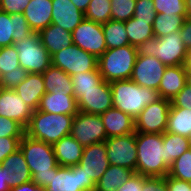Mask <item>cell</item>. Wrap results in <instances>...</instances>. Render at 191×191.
<instances>
[{"label":"cell","mask_w":191,"mask_h":191,"mask_svg":"<svg viewBox=\"0 0 191 191\" xmlns=\"http://www.w3.org/2000/svg\"><path fill=\"white\" fill-rule=\"evenodd\" d=\"M170 107L191 109V85L189 83L171 100Z\"/></svg>","instance_id":"45"},{"label":"cell","mask_w":191,"mask_h":191,"mask_svg":"<svg viewBox=\"0 0 191 191\" xmlns=\"http://www.w3.org/2000/svg\"><path fill=\"white\" fill-rule=\"evenodd\" d=\"M188 80L186 65L166 67L158 89L161 98L171 101L188 84Z\"/></svg>","instance_id":"21"},{"label":"cell","mask_w":191,"mask_h":191,"mask_svg":"<svg viewBox=\"0 0 191 191\" xmlns=\"http://www.w3.org/2000/svg\"><path fill=\"white\" fill-rule=\"evenodd\" d=\"M187 17L191 18V0H185Z\"/></svg>","instance_id":"55"},{"label":"cell","mask_w":191,"mask_h":191,"mask_svg":"<svg viewBox=\"0 0 191 191\" xmlns=\"http://www.w3.org/2000/svg\"><path fill=\"white\" fill-rule=\"evenodd\" d=\"M14 90L28 106L34 111L37 110L41 97L46 93L42 74L28 73L24 81Z\"/></svg>","instance_id":"25"},{"label":"cell","mask_w":191,"mask_h":191,"mask_svg":"<svg viewBox=\"0 0 191 191\" xmlns=\"http://www.w3.org/2000/svg\"><path fill=\"white\" fill-rule=\"evenodd\" d=\"M96 184L87 178L81 165L53 168L52 178L45 191H95Z\"/></svg>","instance_id":"8"},{"label":"cell","mask_w":191,"mask_h":191,"mask_svg":"<svg viewBox=\"0 0 191 191\" xmlns=\"http://www.w3.org/2000/svg\"><path fill=\"white\" fill-rule=\"evenodd\" d=\"M10 191H45V188L31 181L21 185L13 186L11 187Z\"/></svg>","instance_id":"51"},{"label":"cell","mask_w":191,"mask_h":191,"mask_svg":"<svg viewBox=\"0 0 191 191\" xmlns=\"http://www.w3.org/2000/svg\"><path fill=\"white\" fill-rule=\"evenodd\" d=\"M37 110L66 115H76L79 112L77 100L69 93H45Z\"/></svg>","instance_id":"24"},{"label":"cell","mask_w":191,"mask_h":191,"mask_svg":"<svg viewBox=\"0 0 191 191\" xmlns=\"http://www.w3.org/2000/svg\"><path fill=\"white\" fill-rule=\"evenodd\" d=\"M30 0H0V10L8 14L23 13Z\"/></svg>","instance_id":"46"},{"label":"cell","mask_w":191,"mask_h":191,"mask_svg":"<svg viewBox=\"0 0 191 191\" xmlns=\"http://www.w3.org/2000/svg\"><path fill=\"white\" fill-rule=\"evenodd\" d=\"M137 55V47L131 45L107 49L98 58L102 79L106 82L131 79Z\"/></svg>","instance_id":"6"},{"label":"cell","mask_w":191,"mask_h":191,"mask_svg":"<svg viewBox=\"0 0 191 191\" xmlns=\"http://www.w3.org/2000/svg\"><path fill=\"white\" fill-rule=\"evenodd\" d=\"M71 81L73 84V96L77 100L81 96L82 91H90L97 88L103 79L97 69L73 75L71 76Z\"/></svg>","instance_id":"35"},{"label":"cell","mask_w":191,"mask_h":191,"mask_svg":"<svg viewBox=\"0 0 191 191\" xmlns=\"http://www.w3.org/2000/svg\"><path fill=\"white\" fill-rule=\"evenodd\" d=\"M165 132L188 138L191 134V109L170 107Z\"/></svg>","instance_id":"30"},{"label":"cell","mask_w":191,"mask_h":191,"mask_svg":"<svg viewBox=\"0 0 191 191\" xmlns=\"http://www.w3.org/2000/svg\"><path fill=\"white\" fill-rule=\"evenodd\" d=\"M73 44L97 59L107 50L102 24L84 19L72 32Z\"/></svg>","instance_id":"12"},{"label":"cell","mask_w":191,"mask_h":191,"mask_svg":"<svg viewBox=\"0 0 191 191\" xmlns=\"http://www.w3.org/2000/svg\"><path fill=\"white\" fill-rule=\"evenodd\" d=\"M25 129L16 121L0 115V137H23Z\"/></svg>","instance_id":"42"},{"label":"cell","mask_w":191,"mask_h":191,"mask_svg":"<svg viewBox=\"0 0 191 191\" xmlns=\"http://www.w3.org/2000/svg\"><path fill=\"white\" fill-rule=\"evenodd\" d=\"M143 191H167L166 177H145Z\"/></svg>","instance_id":"47"},{"label":"cell","mask_w":191,"mask_h":191,"mask_svg":"<svg viewBox=\"0 0 191 191\" xmlns=\"http://www.w3.org/2000/svg\"><path fill=\"white\" fill-rule=\"evenodd\" d=\"M156 13L187 15L185 0H153Z\"/></svg>","instance_id":"40"},{"label":"cell","mask_w":191,"mask_h":191,"mask_svg":"<svg viewBox=\"0 0 191 191\" xmlns=\"http://www.w3.org/2000/svg\"><path fill=\"white\" fill-rule=\"evenodd\" d=\"M38 34L42 45L51 56L73 44L72 33L52 23Z\"/></svg>","instance_id":"27"},{"label":"cell","mask_w":191,"mask_h":191,"mask_svg":"<svg viewBox=\"0 0 191 191\" xmlns=\"http://www.w3.org/2000/svg\"><path fill=\"white\" fill-rule=\"evenodd\" d=\"M52 146L60 166L71 167L79 164L84 147L72 136L63 137Z\"/></svg>","instance_id":"26"},{"label":"cell","mask_w":191,"mask_h":191,"mask_svg":"<svg viewBox=\"0 0 191 191\" xmlns=\"http://www.w3.org/2000/svg\"><path fill=\"white\" fill-rule=\"evenodd\" d=\"M165 157L164 162L170 167L172 163L190 148L189 139L174 133H163Z\"/></svg>","instance_id":"31"},{"label":"cell","mask_w":191,"mask_h":191,"mask_svg":"<svg viewBox=\"0 0 191 191\" xmlns=\"http://www.w3.org/2000/svg\"><path fill=\"white\" fill-rule=\"evenodd\" d=\"M104 142L110 165L129 168L136 173V132L126 136L108 137Z\"/></svg>","instance_id":"11"},{"label":"cell","mask_w":191,"mask_h":191,"mask_svg":"<svg viewBox=\"0 0 191 191\" xmlns=\"http://www.w3.org/2000/svg\"><path fill=\"white\" fill-rule=\"evenodd\" d=\"M46 93H69L73 95L71 76L53 65L42 73Z\"/></svg>","instance_id":"28"},{"label":"cell","mask_w":191,"mask_h":191,"mask_svg":"<svg viewBox=\"0 0 191 191\" xmlns=\"http://www.w3.org/2000/svg\"><path fill=\"white\" fill-rule=\"evenodd\" d=\"M134 173L135 171L129 168L110 165L96 183L95 191H116Z\"/></svg>","instance_id":"29"},{"label":"cell","mask_w":191,"mask_h":191,"mask_svg":"<svg viewBox=\"0 0 191 191\" xmlns=\"http://www.w3.org/2000/svg\"><path fill=\"white\" fill-rule=\"evenodd\" d=\"M84 19L85 13L70 0H52V24L72 32Z\"/></svg>","instance_id":"19"},{"label":"cell","mask_w":191,"mask_h":191,"mask_svg":"<svg viewBox=\"0 0 191 191\" xmlns=\"http://www.w3.org/2000/svg\"><path fill=\"white\" fill-rule=\"evenodd\" d=\"M70 136L83 147L104 142L107 134L100 115L79 111L73 118Z\"/></svg>","instance_id":"10"},{"label":"cell","mask_w":191,"mask_h":191,"mask_svg":"<svg viewBox=\"0 0 191 191\" xmlns=\"http://www.w3.org/2000/svg\"><path fill=\"white\" fill-rule=\"evenodd\" d=\"M28 72H7L1 76L0 87L14 90L27 77Z\"/></svg>","instance_id":"44"},{"label":"cell","mask_w":191,"mask_h":191,"mask_svg":"<svg viewBox=\"0 0 191 191\" xmlns=\"http://www.w3.org/2000/svg\"><path fill=\"white\" fill-rule=\"evenodd\" d=\"M187 74H188V83H191V55H189L186 62Z\"/></svg>","instance_id":"54"},{"label":"cell","mask_w":191,"mask_h":191,"mask_svg":"<svg viewBox=\"0 0 191 191\" xmlns=\"http://www.w3.org/2000/svg\"><path fill=\"white\" fill-rule=\"evenodd\" d=\"M111 19L115 21H127L133 17L136 0H110Z\"/></svg>","instance_id":"39"},{"label":"cell","mask_w":191,"mask_h":191,"mask_svg":"<svg viewBox=\"0 0 191 191\" xmlns=\"http://www.w3.org/2000/svg\"><path fill=\"white\" fill-rule=\"evenodd\" d=\"M181 39L191 53V18H186L180 30Z\"/></svg>","instance_id":"50"},{"label":"cell","mask_w":191,"mask_h":191,"mask_svg":"<svg viewBox=\"0 0 191 191\" xmlns=\"http://www.w3.org/2000/svg\"><path fill=\"white\" fill-rule=\"evenodd\" d=\"M19 149L32 174V182L44 188L48 186L53 168L58 165L53 146L24 134Z\"/></svg>","instance_id":"3"},{"label":"cell","mask_w":191,"mask_h":191,"mask_svg":"<svg viewBox=\"0 0 191 191\" xmlns=\"http://www.w3.org/2000/svg\"><path fill=\"white\" fill-rule=\"evenodd\" d=\"M14 46L19 55L20 67L28 73L42 74L52 65L51 55L42 45L38 33H33L30 37L17 41Z\"/></svg>","instance_id":"7"},{"label":"cell","mask_w":191,"mask_h":191,"mask_svg":"<svg viewBox=\"0 0 191 191\" xmlns=\"http://www.w3.org/2000/svg\"><path fill=\"white\" fill-rule=\"evenodd\" d=\"M187 15H165L157 13L153 22L154 37L160 38L180 31Z\"/></svg>","instance_id":"33"},{"label":"cell","mask_w":191,"mask_h":191,"mask_svg":"<svg viewBox=\"0 0 191 191\" xmlns=\"http://www.w3.org/2000/svg\"><path fill=\"white\" fill-rule=\"evenodd\" d=\"M108 137L126 136L135 133V119L112 107L100 114Z\"/></svg>","instance_id":"20"},{"label":"cell","mask_w":191,"mask_h":191,"mask_svg":"<svg viewBox=\"0 0 191 191\" xmlns=\"http://www.w3.org/2000/svg\"><path fill=\"white\" fill-rule=\"evenodd\" d=\"M166 67L154 56L137 55L131 80L141 87L158 90Z\"/></svg>","instance_id":"14"},{"label":"cell","mask_w":191,"mask_h":191,"mask_svg":"<svg viewBox=\"0 0 191 191\" xmlns=\"http://www.w3.org/2000/svg\"><path fill=\"white\" fill-rule=\"evenodd\" d=\"M21 139L22 137H0V165L8 155L19 149Z\"/></svg>","instance_id":"43"},{"label":"cell","mask_w":191,"mask_h":191,"mask_svg":"<svg viewBox=\"0 0 191 191\" xmlns=\"http://www.w3.org/2000/svg\"><path fill=\"white\" fill-rule=\"evenodd\" d=\"M144 176L134 173L128 181L122 184L116 191H143Z\"/></svg>","instance_id":"48"},{"label":"cell","mask_w":191,"mask_h":191,"mask_svg":"<svg viewBox=\"0 0 191 191\" xmlns=\"http://www.w3.org/2000/svg\"><path fill=\"white\" fill-rule=\"evenodd\" d=\"M6 180V168L0 165V191H10L11 187Z\"/></svg>","instance_id":"52"},{"label":"cell","mask_w":191,"mask_h":191,"mask_svg":"<svg viewBox=\"0 0 191 191\" xmlns=\"http://www.w3.org/2000/svg\"><path fill=\"white\" fill-rule=\"evenodd\" d=\"M34 110L15 92L0 87V115L18 122L24 129L28 126Z\"/></svg>","instance_id":"16"},{"label":"cell","mask_w":191,"mask_h":191,"mask_svg":"<svg viewBox=\"0 0 191 191\" xmlns=\"http://www.w3.org/2000/svg\"><path fill=\"white\" fill-rule=\"evenodd\" d=\"M51 59L53 66L70 76L98 69V59L75 44L62 48Z\"/></svg>","instance_id":"9"},{"label":"cell","mask_w":191,"mask_h":191,"mask_svg":"<svg viewBox=\"0 0 191 191\" xmlns=\"http://www.w3.org/2000/svg\"><path fill=\"white\" fill-rule=\"evenodd\" d=\"M78 110L89 114H102L113 107L109 82L103 80L95 89L82 91L77 99Z\"/></svg>","instance_id":"17"},{"label":"cell","mask_w":191,"mask_h":191,"mask_svg":"<svg viewBox=\"0 0 191 191\" xmlns=\"http://www.w3.org/2000/svg\"><path fill=\"white\" fill-rule=\"evenodd\" d=\"M112 91L113 107L135 119L143 109L161 100L158 90L141 87L131 79L109 82Z\"/></svg>","instance_id":"2"},{"label":"cell","mask_w":191,"mask_h":191,"mask_svg":"<svg viewBox=\"0 0 191 191\" xmlns=\"http://www.w3.org/2000/svg\"><path fill=\"white\" fill-rule=\"evenodd\" d=\"M80 11L86 12L91 0H70Z\"/></svg>","instance_id":"53"},{"label":"cell","mask_w":191,"mask_h":191,"mask_svg":"<svg viewBox=\"0 0 191 191\" xmlns=\"http://www.w3.org/2000/svg\"><path fill=\"white\" fill-rule=\"evenodd\" d=\"M188 139H189V145H190V148H191V134H190V136L188 137Z\"/></svg>","instance_id":"56"},{"label":"cell","mask_w":191,"mask_h":191,"mask_svg":"<svg viewBox=\"0 0 191 191\" xmlns=\"http://www.w3.org/2000/svg\"><path fill=\"white\" fill-rule=\"evenodd\" d=\"M167 191H191L190 182L166 176Z\"/></svg>","instance_id":"49"},{"label":"cell","mask_w":191,"mask_h":191,"mask_svg":"<svg viewBox=\"0 0 191 191\" xmlns=\"http://www.w3.org/2000/svg\"><path fill=\"white\" fill-rule=\"evenodd\" d=\"M136 173L145 177H166L169 166L164 162L163 133L136 132Z\"/></svg>","instance_id":"1"},{"label":"cell","mask_w":191,"mask_h":191,"mask_svg":"<svg viewBox=\"0 0 191 191\" xmlns=\"http://www.w3.org/2000/svg\"><path fill=\"white\" fill-rule=\"evenodd\" d=\"M23 14L31 30L39 33L52 23V0H30Z\"/></svg>","instance_id":"22"},{"label":"cell","mask_w":191,"mask_h":191,"mask_svg":"<svg viewBox=\"0 0 191 191\" xmlns=\"http://www.w3.org/2000/svg\"><path fill=\"white\" fill-rule=\"evenodd\" d=\"M171 101L161 99L147 105L135 118V131L142 133H164L167 127Z\"/></svg>","instance_id":"13"},{"label":"cell","mask_w":191,"mask_h":191,"mask_svg":"<svg viewBox=\"0 0 191 191\" xmlns=\"http://www.w3.org/2000/svg\"><path fill=\"white\" fill-rule=\"evenodd\" d=\"M153 24H149V21L138 20L136 18H130L124 22L129 44L134 47H138L141 43L154 37Z\"/></svg>","instance_id":"32"},{"label":"cell","mask_w":191,"mask_h":191,"mask_svg":"<svg viewBox=\"0 0 191 191\" xmlns=\"http://www.w3.org/2000/svg\"><path fill=\"white\" fill-rule=\"evenodd\" d=\"M138 55L154 56L165 66L186 65L190 55L181 39L180 31L164 37H153L137 47Z\"/></svg>","instance_id":"5"},{"label":"cell","mask_w":191,"mask_h":191,"mask_svg":"<svg viewBox=\"0 0 191 191\" xmlns=\"http://www.w3.org/2000/svg\"><path fill=\"white\" fill-rule=\"evenodd\" d=\"M74 116L35 110L25 129V134L53 145L70 134Z\"/></svg>","instance_id":"4"},{"label":"cell","mask_w":191,"mask_h":191,"mask_svg":"<svg viewBox=\"0 0 191 191\" xmlns=\"http://www.w3.org/2000/svg\"><path fill=\"white\" fill-rule=\"evenodd\" d=\"M33 33L23 13L8 14L0 10V48L14 45Z\"/></svg>","instance_id":"15"},{"label":"cell","mask_w":191,"mask_h":191,"mask_svg":"<svg viewBox=\"0 0 191 191\" xmlns=\"http://www.w3.org/2000/svg\"><path fill=\"white\" fill-rule=\"evenodd\" d=\"M85 18L100 24L108 22L111 20V1L91 0L85 12Z\"/></svg>","instance_id":"36"},{"label":"cell","mask_w":191,"mask_h":191,"mask_svg":"<svg viewBox=\"0 0 191 191\" xmlns=\"http://www.w3.org/2000/svg\"><path fill=\"white\" fill-rule=\"evenodd\" d=\"M107 49L123 47L129 44L123 21L109 20L102 24Z\"/></svg>","instance_id":"34"},{"label":"cell","mask_w":191,"mask_h":191,"mask_svg":"<svg viewBox=\"0 0 191 191\" xmlns=\"http://www.w3.org/2000/svg\"><path fill=\"white\" fill-rule=\"evenodd\" d=\"M79 165L83 168L87 178H91L96 184L110 166L105 142L84 147Z\"/></svg>","instance_id":"18"},{"label":"cell","mask_w":191,"mask_h":191,"mask_svg":"<svg viewBox=\"0 0 191 191\" xmlns=\"http://www.w3.org/2000/svg\"><path fill=\"white\" fill-rule=\"evenodd\" d=\"M156 14L153 0H136L133 18L153 24Z\"/></svg>","instance_id":"41"},{"label":"cell","mask_w":191,"mask_h":191,"mask_svg":"<svg viewBox=\"0 0 191 191\" xmlns=\"http://www.w3.org/2000/svg\"><path fill=\"white\" fill-rule=\"evenodd\" d=\"M168 175L179 180L191 182V148L172 163Z\"/></svg>","instance_id":"38"},{"label":"cell","mask_w":191,"mask_h":191,"mask_svg":"<svg viewBox=\"0 0 191 191\" xmlns=\"http://www.w3.org/2000/svg\"><path fill=\"white\" fill-rule=\"evenodd\" d=\"M27 72L20 67L19 55L14 45L0 48V74Z\"/></svg>","instance_id":"37"},{"label":"cell","mask_w":191,"mask_h":191,"mask_svg":"<svg viewBox=\"0 0 191 191\" xmlns=\"http://www.w3.org/2000/svg\"><path fill=\"white\" fill-rule=\"evenodd\" d=\"M1 165L6 168V181L10 187L32 181V174L20 149L8 155Z\"/></svg>","instance_id":"23"}]
</instances>
